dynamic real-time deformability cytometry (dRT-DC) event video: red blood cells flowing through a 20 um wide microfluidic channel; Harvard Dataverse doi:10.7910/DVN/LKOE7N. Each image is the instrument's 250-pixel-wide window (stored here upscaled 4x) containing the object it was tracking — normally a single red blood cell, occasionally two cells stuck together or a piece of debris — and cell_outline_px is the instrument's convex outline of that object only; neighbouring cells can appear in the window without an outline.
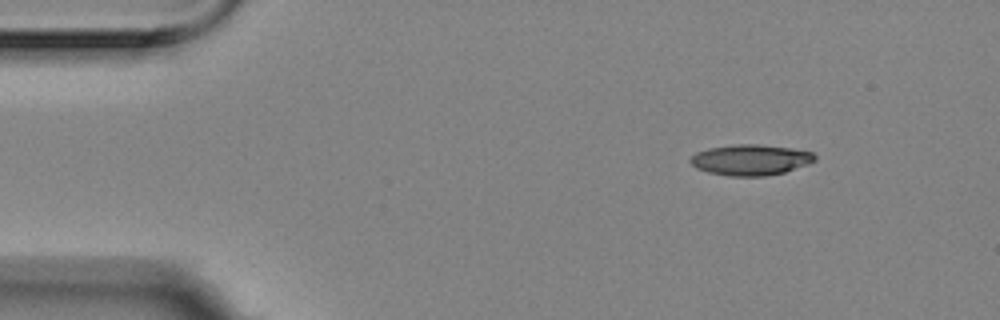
{"species": "Egyptian fruit bat (a non-hibernating species)", "species_latin": "Rousettus aegyptiacus", "temperature_condition": "room temperature", "stored_images_in_passage": 5, "camera_frame_rate_fps": 3000, "um_per_image_px": 0.085, "animal": {"sex": "female"}, "frame": {"image": 1, "passage_image": 2, "time_ms": 0.333, "image_size_px": [1000, 320], "cell_outline_px": [[816, 160], [808, 164], [784, 172], [764, 176], [728, 176], [708, 172], [696, 168], [688, 160], [696, 152], [708, 148], [740, 144], [756, 144], [792, 148], [812, 152], [816, 156]], "centroid_in_image_um": [63.79, 13.59], "position_along_channel_um": 21.2, "area_um2": 22.25}}
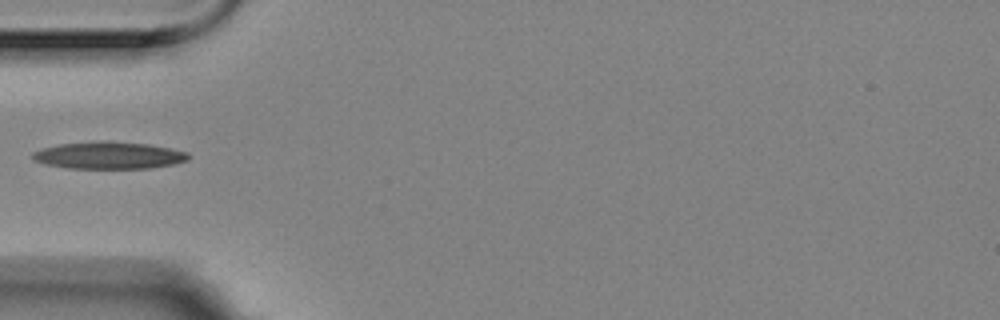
{"frame": {"image": 2, "passage_image": 5, "time_ms": 1.333, "image_size_px": [1000, 320], "cell_outline_px": [[188, 160], [172, 164], [152, 168], [68, 168], [48, 164], [36, 160], [32, 156], [32, 152], [40, 148], [60, 144], [108, 140], [148, 144], [188, 152]], "centroid_in_image_um": [9.25, 13.19], "position_along_channel_um": 75.7, "area_um2": 24.45}}